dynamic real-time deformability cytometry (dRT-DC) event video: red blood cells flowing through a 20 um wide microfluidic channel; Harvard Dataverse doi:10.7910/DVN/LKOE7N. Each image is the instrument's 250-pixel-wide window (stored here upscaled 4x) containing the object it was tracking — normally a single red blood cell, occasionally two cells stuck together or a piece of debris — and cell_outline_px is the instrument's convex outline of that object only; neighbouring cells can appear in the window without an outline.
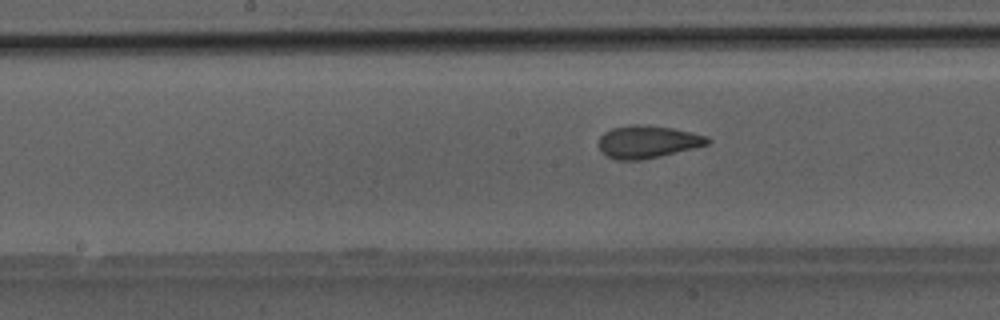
{"species": "Egyptian fruit bat (a non-hibernating species)", "species_latin": "Rousettus aegyptiacus", "temperature_condition": "room temperature", "stored_images_in_passage": 7, "camera_frame_rate_fps": 3000, "um_per_image_px": 0.085, "animal": {"sex": "male"}, "frame": {"image": 1, "passage_image": 7, "time_ms": 2.0, "image_size_px": [1000, 320], "cell_outline_px": [[712, 140], [708, 144], [696, 148], [660, 156], [640, 160], [616, 160], [608, 156], [600, 148], [600, 136], [604, 132], [612, 128], [632, 124], [636, 124], [672, 128], [708, 136]], "centroid_in_image_um": [55.08, 12.05], "position_along_channel_um": 193.1, "area_um2": 20.52}}